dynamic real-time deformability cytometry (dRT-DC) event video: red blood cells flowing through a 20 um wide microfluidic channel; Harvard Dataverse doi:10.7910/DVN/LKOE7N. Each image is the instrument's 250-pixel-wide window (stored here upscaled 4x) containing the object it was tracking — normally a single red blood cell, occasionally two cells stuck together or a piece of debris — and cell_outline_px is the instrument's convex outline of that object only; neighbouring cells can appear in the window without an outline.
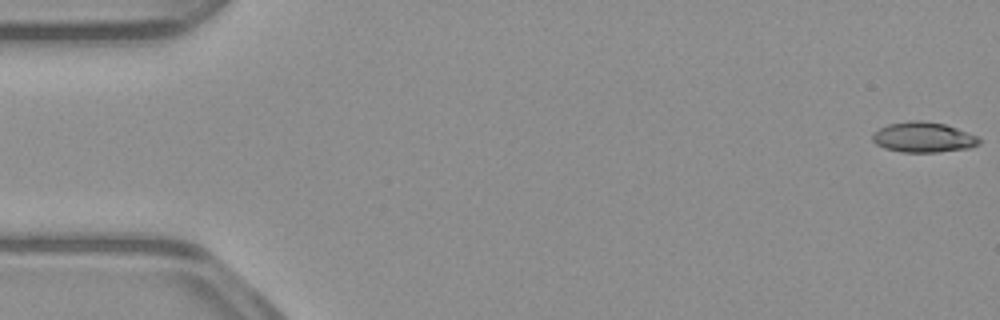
{"species": "common noctule bat (a hibernating species)", "species_latin": "Nyctalus noctula", "temperature_condition": "warm", "stored_images_in_passage": 9, "camera_frame_rate_fps": 3000, "um_per_image_px": 0.085, "animal": {"sex": "male", "body_mass_g": 23.1, "forearm_length_mm": 52.7}, "frame": {"image": 1, "passage_image": 1, "time_ms": 0.0, "image_size_px": [1000, 320], "cell_outline_px": [[980, 144], [968, 148], [940, 152], [900, 152], [884, 148], [876, 144], [872, 140], [872, 132], [888, 124], [912, 120], [920, 120], [944, 124], [980, 136]], "centroid_in_image_um": [78.48, 11.67], "position_along_channel_um": 6.5, "area_um2": 18.96}}